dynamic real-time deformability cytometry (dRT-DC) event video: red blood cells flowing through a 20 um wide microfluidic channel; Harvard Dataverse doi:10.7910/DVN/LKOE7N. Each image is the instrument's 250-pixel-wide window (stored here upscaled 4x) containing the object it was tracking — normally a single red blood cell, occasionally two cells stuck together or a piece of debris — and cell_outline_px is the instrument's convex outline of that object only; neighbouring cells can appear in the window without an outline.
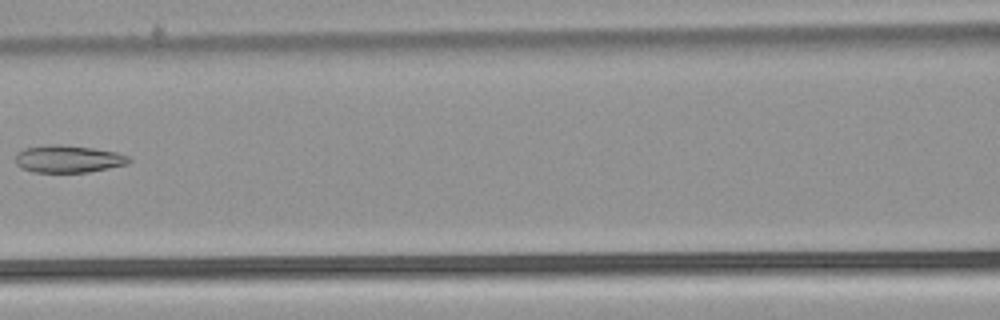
{"species": "common noctule bat (a hibernating species)", "species_latin": "Nyctalus noctula", "temperature_condition": "warm", "stored_images_in_passage": 5, "camera_frame_rate_fps": 3000, "um_per_image_px": 0.085, "animal": {"sex": "male", "body_mass_g": 21.5, "forearm_length_mm": 52.0}, "frame": {"image": 1, "passage_image": 5, "time_ms": 1.333, "image_size_px": [1000, 320], "cell_outline_px": [[132, 160], [128, 164], [88, 172], [32, 172], [20, 168], [16, 164], [16, 152], [24, 148], [48, 144], [60, 144], [92, 148], [116, 152], [128, 156]], "centroid_in_image_um": [5.77, 13.51], "position_along_channel_um": 160.8, "area_um2": 18.21}}